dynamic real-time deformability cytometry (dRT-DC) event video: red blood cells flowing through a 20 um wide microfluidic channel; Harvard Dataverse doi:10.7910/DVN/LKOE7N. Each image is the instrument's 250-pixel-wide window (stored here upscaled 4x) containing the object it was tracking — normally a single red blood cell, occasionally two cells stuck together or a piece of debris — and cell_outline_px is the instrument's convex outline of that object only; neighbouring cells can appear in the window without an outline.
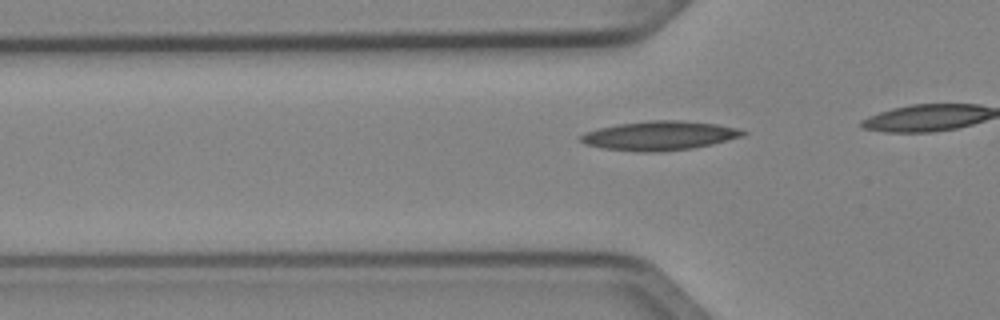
{"species": "Egyptian fruit bat (a non-hibernating species)", "species_latin": "Rousettus aegyptiacus", "temperature_condition": "cold", "stored_images_in_passage": 16, "camera_frame_rate_fps": 3000, "um_per_image_px": 0.085, "animal": {"sex": "female"}, "frame": {"image": 1, "passage_image": 10, "time_ms": 3.0, "image_size_px": [1000, 320], "cell_outline_px": [[748, 132], [744, 136], [712, 144], [692, 148], [656, 152], [640, 152], [600, 148], [584, 144], [580, 140], [580, 136], [584, 132], [600, 128], [620, 124], [648, 120], [680, 120], [716, 124], [736, 128]], "centroid_in_image_um": [56.04, 11.53], "position_along_channel_um": 69.8, "area_um2": 27.51}}
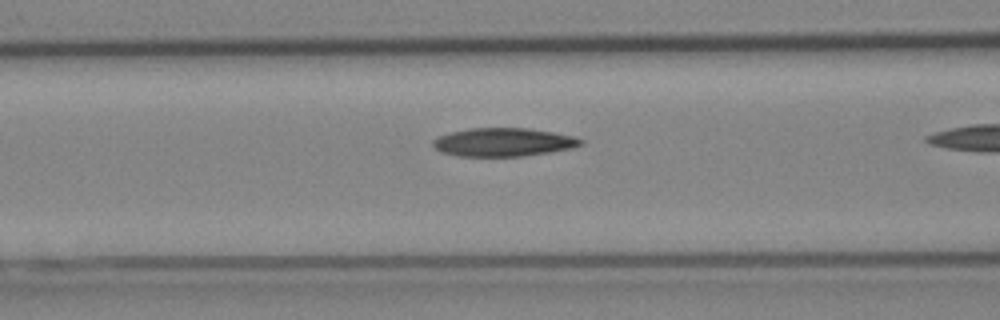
{"frame": {"image": 2, "passage_image": 14, "time_ms": 4.333, "image_size_px": [1000, 320], "cell_outline_px": [[584, 144], [572, 148], [524, 156], [456, 156], [440, 152], [432, 144], [432, 140], [436, 136], [468, 128], [528, 128], [552, 132], [572, 136], [584, 140]], "centroid_in_image_um": [42.75, 12.08], "position_along_channel_um": 123.8, "area_um2": 24.51}}